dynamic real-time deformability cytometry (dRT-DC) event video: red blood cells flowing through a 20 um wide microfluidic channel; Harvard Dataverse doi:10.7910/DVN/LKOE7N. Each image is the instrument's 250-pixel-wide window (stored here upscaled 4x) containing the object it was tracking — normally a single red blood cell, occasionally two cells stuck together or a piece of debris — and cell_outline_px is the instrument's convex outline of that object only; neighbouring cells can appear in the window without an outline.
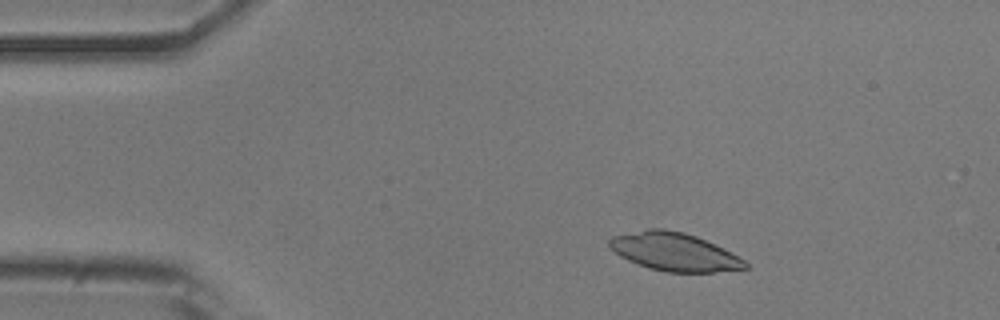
{"species": "common noctule bat (a hibernating species)", "species_latin": "Nyctalus noctula", "temperature_condition": "room temperature", "stored_images_in_passage": 45, "camera_frame_rate_fps": 3000, "um_per_image_px": 0.085, "animal": {"sex": "male", "body_mass_g": 20.5, "forearm_length_mm": 52.5}, "frame": {"image": 1, "passage_image": 6, "time_ms": 1.667, "image_size_px": [1000, 320], "cell_outline_px": [[748, 268], [712, 272], [668, 272], [648, 268], [628, 260], [620, 256], [608, 244], [608, 240], [612, 236], [648, 228], [664, 228], [684, 232], [696, 236], [744, 260], [748, 264]], "centroid_in_image_um": [57.26, 21.4], "position_along_channel_um": 27.7, "area_um2": 29.77}}
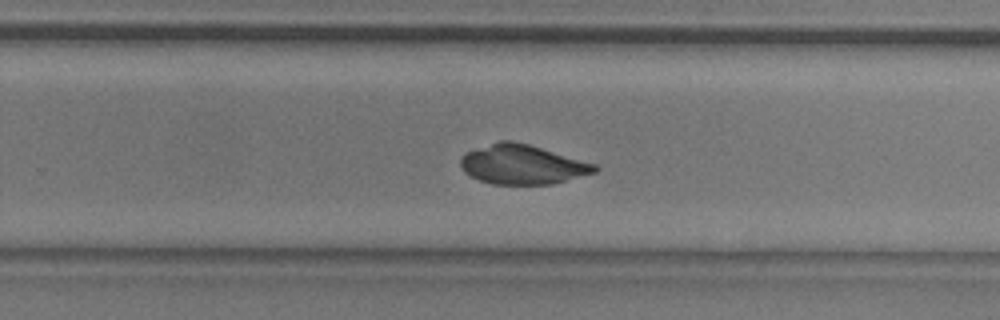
{"frame": {"image": 2, "passage_image": 31, "time_ms": 10.0, "image_size_px": [1000, 320], "cell_outline_px": [[600, 168], [596, 172], [552, 184], [492, 184], [480, 180], [464, 172], [460, 164], [460, 160], [468, 152], [500, 140], [512, 140], [528, 144], [596, 164]], "centroid_in_image_um": [44.43, 13.99], "position_along_channel_um": 285.4, "area_um2": 30.46}}
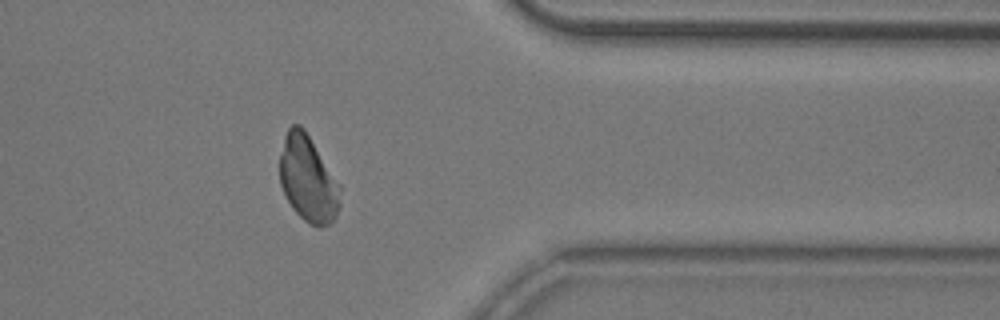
{"frame": {"image": 3, "passage_image": 40, "time_ms": 13.0, "image_size_px": [1000, 320], "cell_outline_px": [[340, 204], [336, 216], [328, 224], [320, 228], [316, 228], [308, 224], [292, 208], [280, 184], [280, 156], [284, 136], [288, 128], [292, 124], [300, 124], [304, 128], [340, 184]], "centroid_in_image_um": [26.18, 15.22], "position_along_channel_um": 385.2, "area_um2": 30.4}}